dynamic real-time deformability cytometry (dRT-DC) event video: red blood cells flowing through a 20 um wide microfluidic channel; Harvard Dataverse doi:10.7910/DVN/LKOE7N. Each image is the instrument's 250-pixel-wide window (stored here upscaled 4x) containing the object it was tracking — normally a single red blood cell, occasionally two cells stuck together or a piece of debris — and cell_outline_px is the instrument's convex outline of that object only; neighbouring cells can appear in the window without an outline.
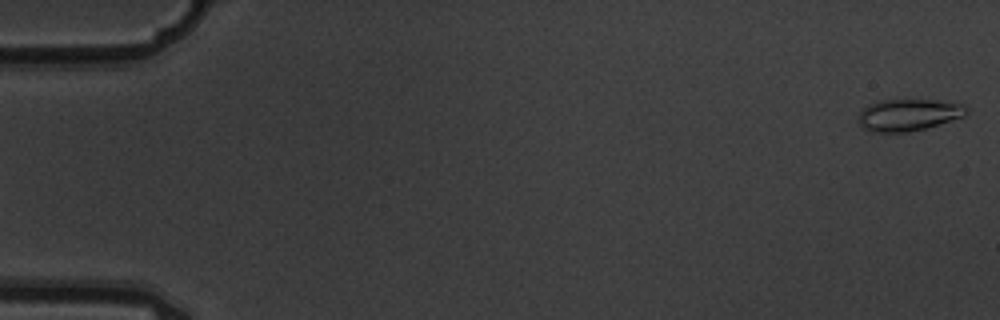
{"species": "common noctule bat (a hibernating species)", "species_latin": "Nyctalus noctula", "temperature_condition": "warm", "stored_images_in_passage": 8, "camera_frame_rate_fps": 3000, "um_per_image_px": 0.085, "animal": {"sex": "male", "body_mass_g": 19.5, "forearm_length_mm": 54.6}, "frame": {"image": 1, "passage_image": 1, "time_ms": 0.0, "image_size_px": [1000, 320], "cell_outline_px": [[968, 112], [964, 116], [924, 128], [908, 132], [868, 132], [860, 124], [860, 108], [876, 100], [936, 100], [964, 104], [968, 108]], "centroid_in_image_um": [77.19, 9.75], "position_along_channel_um": 7.8, "area_um2": 20.06}}
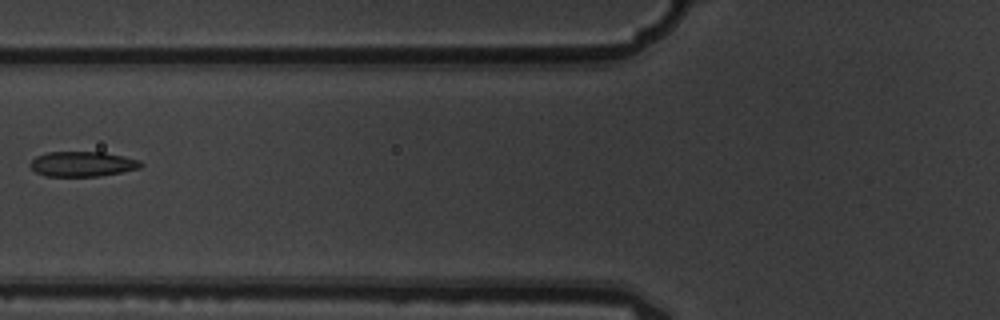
{"frame": {"image": 2, "passage_image": 7, "time_ms": 2.0, "image_size_px": [1000, 320], "cell_outline_px": [[144, 164], [140, 168], [100, 176], [44, 176], [36, 172], [28, 164], [36, 156], [48, 152], [104, 152], [124, 156], [140, 160]], "centroid_in_image_um": [7.01, 13.94], "position_along_channel_um": 118.8, "area_um2": 16.18}}
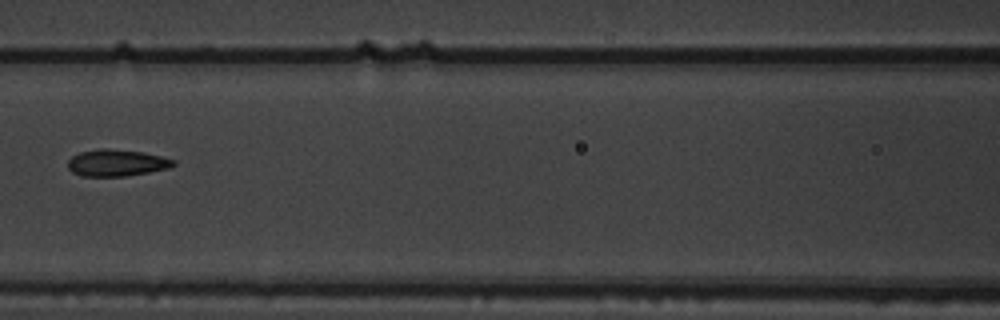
{"frame": {"image": 3, "passage_image": 8, "time_ms": 2.333, "image_size_px": [1000, 320], "cell_outline_px": [[176, 164], [168, 168], [148, 172], [124, 176], [80, 176], [72, 172], [68, 168], [68, 160], [72, 156], [80, 152], [100, 148], [108, 148], [140, 152], [160, 156], [176, 160]], "centroid_in_image_um": [9.88, 13.84], "position_along_channel_um": 156.7, "area_um2": 16.36}}